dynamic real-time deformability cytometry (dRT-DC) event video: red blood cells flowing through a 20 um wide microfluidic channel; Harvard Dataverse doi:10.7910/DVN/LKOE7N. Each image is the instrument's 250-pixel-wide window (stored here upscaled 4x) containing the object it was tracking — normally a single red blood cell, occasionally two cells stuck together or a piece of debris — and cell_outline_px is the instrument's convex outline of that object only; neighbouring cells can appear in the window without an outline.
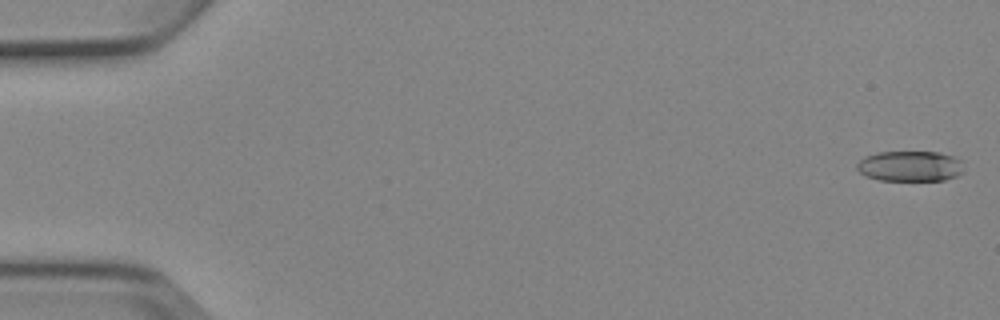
{"species": "Egyptian fruit bat (a non-hibernating species)", "species_latin": "Rousettus aegyptiacus", "temperature_condition": "cold", "stored_images_in_passage": 6, "camera_frame_rate_fps": 3000, "um_per_image_px": 0.085, "animal": {"sex": "female"}, "frame": {"image": 1, "passage_image": 1, "time_ms": 0.0, "image_size_px": [1000, 320], "cell_outline_px": [[964, 172], [956, 176], [944, 180], [880, 180], [868, 176], [860, 172], [856, 168], [856, 164], [864, 156], [880, 152], [940, 152], [952, 156], [960, 160]], "centroid_in_image_um": [77.36, 14.12], "position_along_channel_um": 7.6, "area_um2": 18.9}}
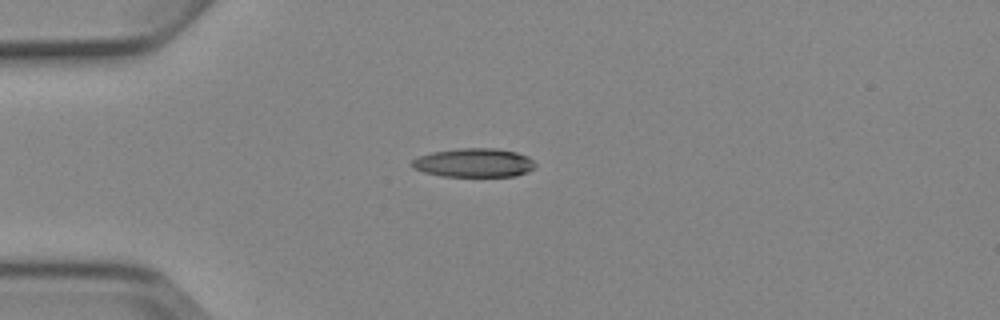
{"frame": {"image": 2, "passage_image": 4, "time_ms": 4.333, "image_size_px": [1000, 320], "cell_outline_px": [[536, 168], [528, 172], [516, 176], [444, 176], [424, 172], [412, 168], [412, 160], [420, 156], [432, 152], [460, 148], [496, 148], [516, 152], [528, 156], [536, 164]], "centroid_in_image_um": [40.33, 13.83], "position_along_channel_um": 44.7, "area_um2": 20.75}}
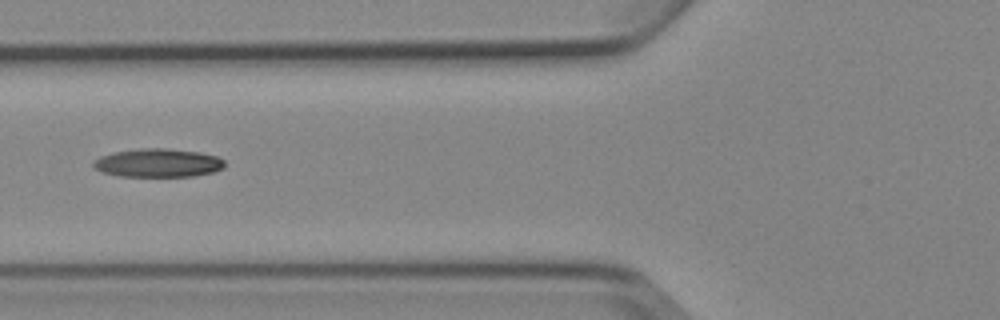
{"frame": {"image": 3, "passage_image": 6, "time_ms": 6.667, "image_size_px": [1000, 320], "cell_outline_px": [[224, 168], [212, 172], [196, 176], [120, 176], [100, 172], [92, 164], [92, 160], [100, 156], [112, 152], [140, 148], [168, 148], [200, 152], [216, 156], [224, 160]], "centroid_in_image_um": [13.4, 13.84], "position_along_channel_um": 112.4, "area_um2": 21.96}}